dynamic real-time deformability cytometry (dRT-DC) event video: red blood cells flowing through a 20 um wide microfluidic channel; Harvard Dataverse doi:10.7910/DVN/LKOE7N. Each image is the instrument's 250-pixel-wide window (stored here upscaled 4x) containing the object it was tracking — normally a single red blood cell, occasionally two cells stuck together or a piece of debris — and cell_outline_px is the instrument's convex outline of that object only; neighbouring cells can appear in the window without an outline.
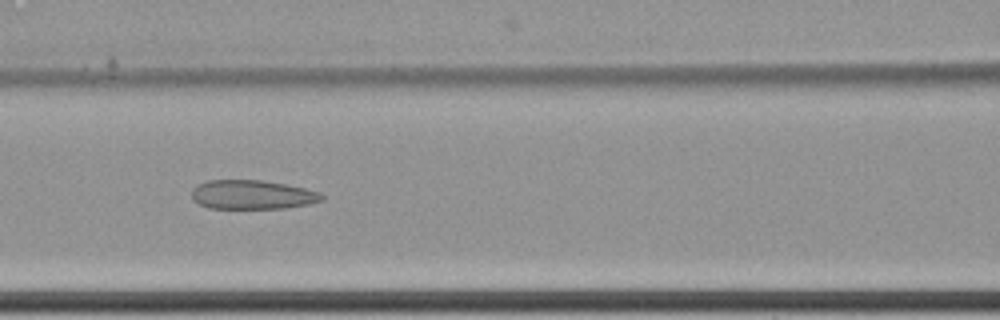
{"species": "common noctule bat (a hibernating species)", "species_latin": "Nyctalus noctula", "temperature_condition": "cold", "stored_images_in_passage": 11, "camera_frame_rate_fps": 3000, "um_per_image_px": 0.085, "animal": {"sex": "female", "body_mass_g": 22.7, "forearm_length_mm": 54.2}, "frame": {"image": 1, "passage_image": 8, "time_ms": 2.333, "image_size_px": [1000, 320], "cell_outline_px": [[324, 200], [308, 204], [284, 208], [208, 208], [192, 200], [192, 188], [208, 180], [264, 180], [304, 188], [320, 192], [324, 196]], "centroid_in_image_um": [21.44, 16.55], "position_along_channel_um": 145.2, "area_um2": 22.02}}
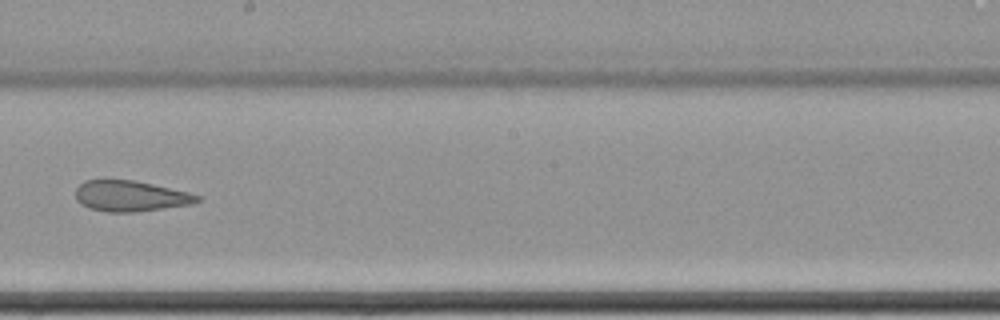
{"frame": {"image": 2, "passage_image": 10, "time_ms": 3.0, "image_size_px": [1000, 320], "cell_outline_px": [[200, 200], [192, 204], [136, 212], [108, 212], [88, 208], [80, 204], [76, 200], [76, 188], [84, 180], [104, 176], [136, 180], [188, 192], [200, 196]], "centroid_in_image_um": [11.0, 16.62], "position_along_channel_um": 237.2, "area_um2": 22.6}}
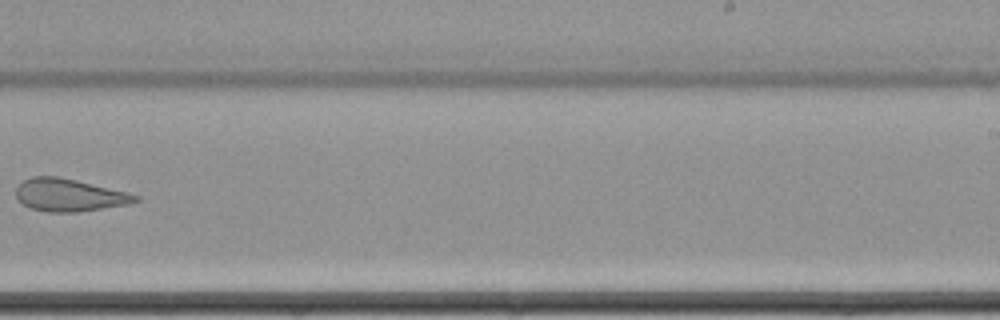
{"frame": {"image": 3, "passage_image": 11, "time_ms": 3.333, "image_size_px": [1000, 320], "cell_outline_px": [[140, 200], [128, 204], [76, 212], [44, 212], [32, 208], [16, 200], [16, 188], [24, 180], [32, 176], [56, 176], [76, 180], [128, 192], [140, 196]], "centroid_in_image_um": [5.87, 16.58], "position_along_channel_um": 283.1, "area_um2": 22.6}}